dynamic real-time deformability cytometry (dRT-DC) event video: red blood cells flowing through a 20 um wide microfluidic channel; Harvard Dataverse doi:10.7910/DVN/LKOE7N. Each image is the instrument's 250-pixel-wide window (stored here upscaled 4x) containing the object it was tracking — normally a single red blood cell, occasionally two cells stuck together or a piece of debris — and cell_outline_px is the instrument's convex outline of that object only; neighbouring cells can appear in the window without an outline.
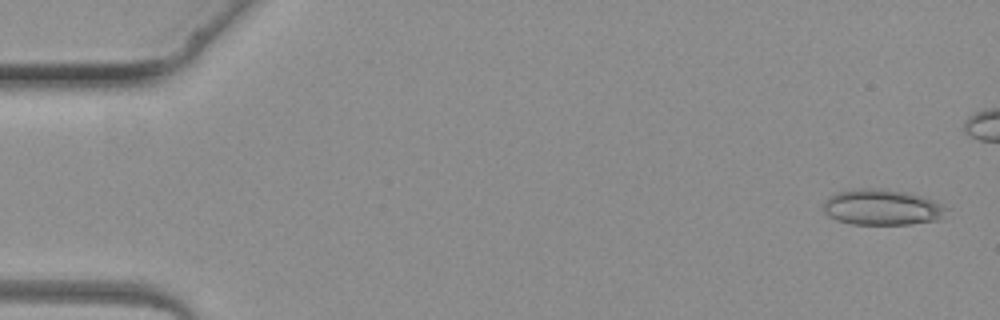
{"species": "common noctule bat (a hibernating species)", "species_latin": "Nyctalus noctula", "temperature_condition": "warm", "stored_images_in_passage": 5, "camera_frame_rate_fps": 3000, "um_per_image_px": 0.085, "animal": {"sex": "female", "body_mass_g": 19.3, "forearm_length_mm": 54.1}, "frame": {"image": 1, "passage_image": 1, "time_ms": 0.0, "image_size_px": [1000, 320], "cell_outline_px": [[948, 208], [940, 220], [912, 224], [852, 224], [836, 220], [828, 216], [824, 212], [820, 204], [832, 196], [840, 192], [860, 188], [880, 188], [908, 192], [924, 196]], "centroid_in_image_um": [74.97, 17.62], "position_along_channel_um": 10.0, "area_um2": 25.78}}